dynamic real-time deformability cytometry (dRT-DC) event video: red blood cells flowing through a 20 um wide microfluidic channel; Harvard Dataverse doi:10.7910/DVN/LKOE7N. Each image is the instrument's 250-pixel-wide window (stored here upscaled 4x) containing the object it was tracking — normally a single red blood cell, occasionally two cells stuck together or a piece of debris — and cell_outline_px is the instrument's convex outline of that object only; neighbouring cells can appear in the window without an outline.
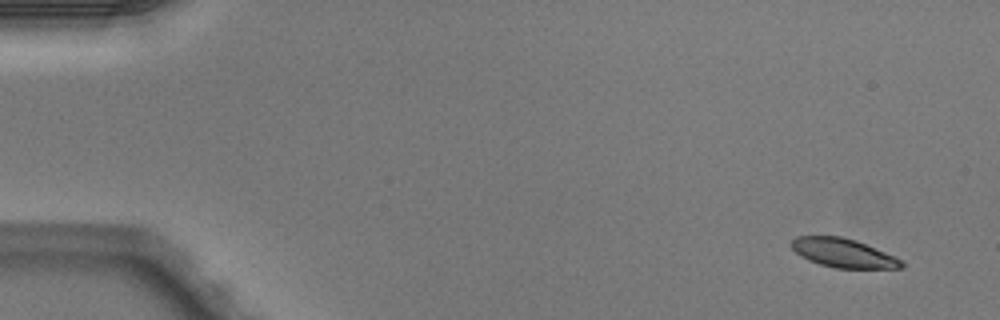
{"species": "Egyptian fruit bat (a non-hibernating species)", "species_latin": "Rousettus aegyptiacus", "temperature_condition": "warm", "stored_images_in_passage": 5, "camera_frame_rate_fps": 3000, "um_per_image_px": 0.085, "animal": {"sex": "male"}, "frame": {"image": 1, "passage_image": 1, "time_ms": 0.0, "image_size_px": [1000, 320], "cell_outline_px": [[904, 268], [836, 268], [820, 264], [808, 260], [800, 256], [788, 244], [796, 236], [840, 236], [856, 240], [904, 260]], "centroid_in_image_um": [71.67, 21.5], "position_along_channel_um": 13.3, "area_um2": 18.61}}
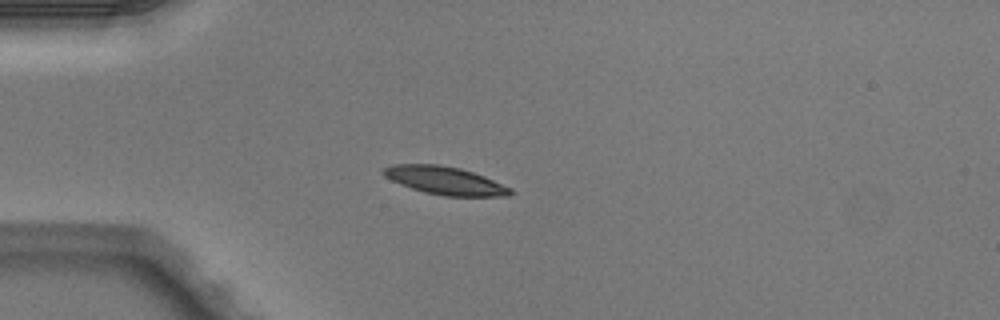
{"frame": {"image": 2, "passage_image": 4, "time_ms": 1.0, "image_size_px": [1000, 320], "cell_outline_px": [[516, 192], [508, 196], [444, 196], [424, 192], [400, 184], [384, 176], [380, 172], [380, 168], [392, 164], [440, 164], [460, 168], [484, 176], [512, 188]], "centroid_in_image_um": [37.81, 15.34], "position_along_channel_um": 47.2, "area_um2": 20.92}}